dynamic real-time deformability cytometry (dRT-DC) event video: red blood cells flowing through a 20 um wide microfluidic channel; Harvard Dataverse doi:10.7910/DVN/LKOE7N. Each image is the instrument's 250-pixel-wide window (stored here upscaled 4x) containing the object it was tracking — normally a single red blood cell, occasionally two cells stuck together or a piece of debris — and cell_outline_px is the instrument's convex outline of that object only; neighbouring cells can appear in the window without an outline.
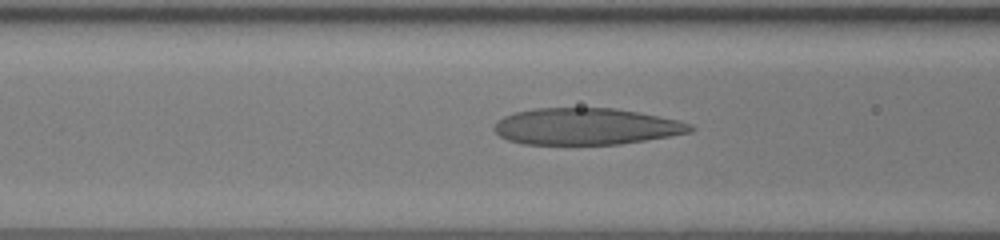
{"species": "human", "species_latin": "Homo sapiens", "temperature_condition": "room temperature", "stored_images_in_passage": 48, "camera_frame_rate_fps": 3000, "um_per_image_px": 0.085, "donor": {"sex": "female"}, "frame": {"image": 1, "passage_image": 18, "time_ms": 5.667, "image_size_px": [1000, 240], "cell_outline_px": [[696, 128], [692, 132], [620, 144], [524, 144], [508, 140], [500, 136], [492, 128], [504, 116], [516, 112], [532, 108], [612, 108], [636, 112], [680, 120], [692, 124]], "centroid_in_image_um": [49.83, 10.75], "position_along_channel_um": 116.8, "area_um2": 41.67}}
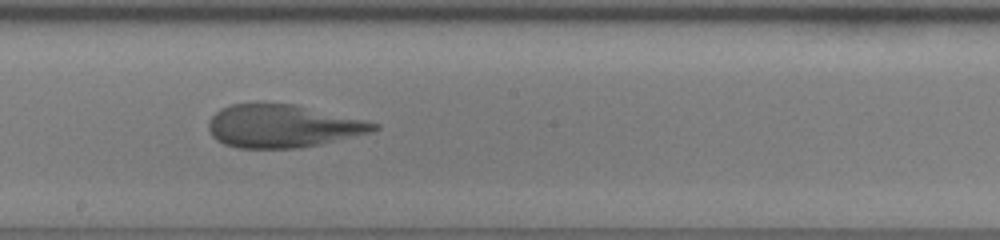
{"frame": {"image": 2, "passage_image": 26, "time_ms": 8.333, "image_size_px": [1000, 240], "cell_outline_px": [[380, 128], [372, 132], [300, 148], [240, 148], [224, 144], [216, 140], [212, 136], [208, 128], [208, 120], [220, 108], [232, 104], [296, 104], [368, 120], [380, 124]], "centroid_in_image_um": [24.05, 10.71], "position_along_channel_um": 224.2, "area_um2": 41.38}}
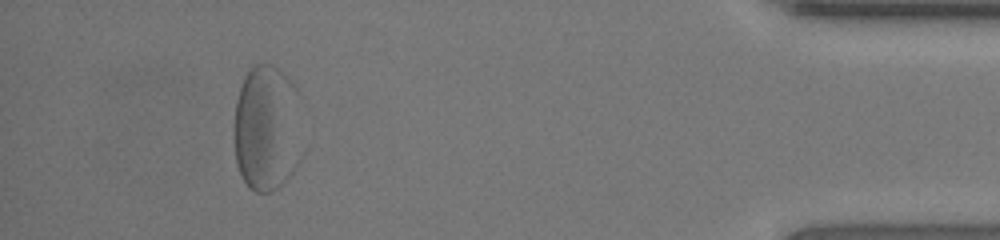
{"frame": {"image": 3, "passage_image": 44, "time_ms": 14.333, "image_size_px": [1000, 240], "cell_outline_px": [[300, 160], [292, 172], [272, 192], [256, 192], [248, 188], [236, 164], [232, 132], [232, 124], [236, 100], [244, 76], [256, 64], [268, 64], [276, 68], [292, 80], [300, 92]], "centroid_in_image_um": [22.67, 10.89], "position_along_channel_um": 412.5, "area_um2": 51.33}}